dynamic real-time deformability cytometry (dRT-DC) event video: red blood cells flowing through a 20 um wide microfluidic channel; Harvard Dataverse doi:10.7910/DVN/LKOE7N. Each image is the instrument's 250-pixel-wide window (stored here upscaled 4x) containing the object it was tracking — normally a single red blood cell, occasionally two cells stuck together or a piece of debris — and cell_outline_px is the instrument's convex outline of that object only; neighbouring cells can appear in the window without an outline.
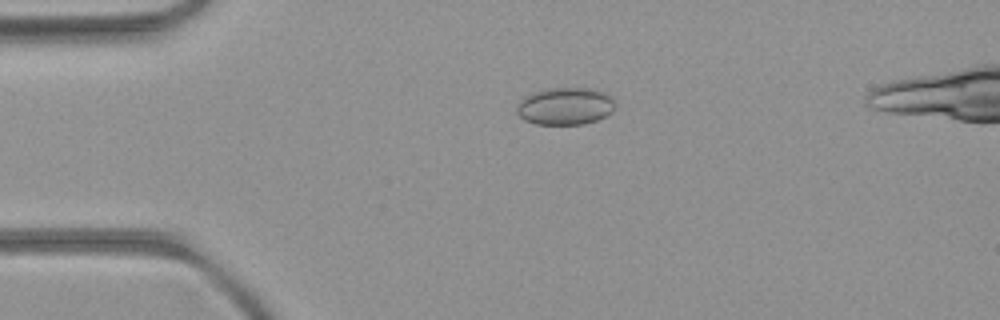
{"species": "common noctule bat (a hibernating species)", "species_latin": "Nyctalus noctula", "temperature_condition": "room temperature", "stored_images_in_passage": 35, "camera_frame_rate_fps": 3000, "um_per_image_px": 0.085, "animal": {"sex": "female", "body_mass_g": 21.9}, "frame": {"image": 1, "passage_image": 1, "time_ms": 0.0, "image_size_px": [1000, 320], "cell_outline_px": [[616, 108], [612, 112], [596, 120], [584, 124], [536, 124], [524, 120], [516, 112], [516, 104], [524, 96], [532, 92], [544, 88], [596, 88], [608, 92], [612, 96], [616, 104]], "centroid_in_image_um": [48.06, 9.0], "position_along_channel_um": 36.9, "area_um2": 21.96}}
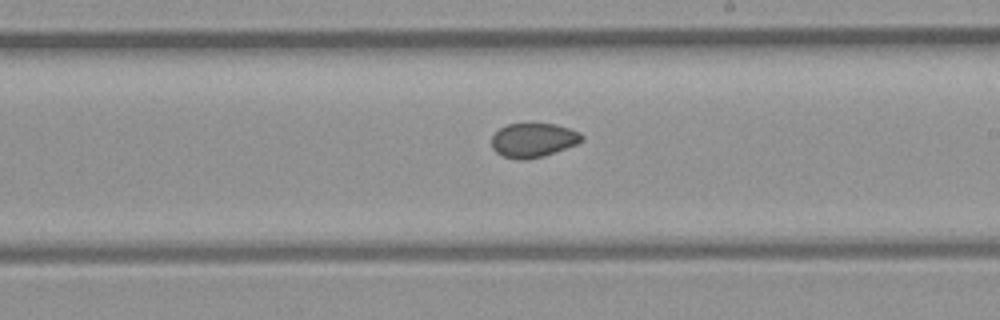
{"frame": {"image": 2, "passage_image": 19, "time_ms": 6.0, "image_size_px": [1000, 320], "cell_outline_px": [[584, 140], [576, 144], [544, 156], [524, 160], [520, 160], [504, 156], [496, 152], [492, 148], [492, 136], [500, 128], [508, 124], [556, 124], [580, 132], [584, 136]], "centroid_in_image_um": [45.34, 11.91], "position_along_channel_um": 243.7, "area_um2": 17.86}}
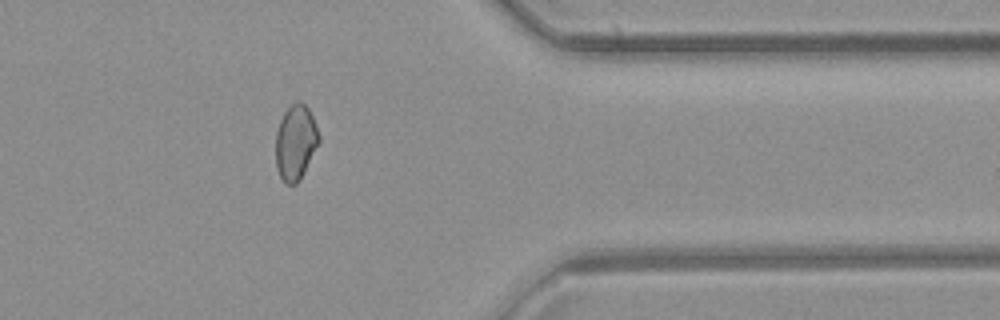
{"frame": {"image": 3, "passage_image": 31, "time_ms": 10.0, "image_size_px": [1000, 320], "cell_outline_px": [[320, 140], [300, 180], [296, 184], [288, 184], [280, 176], [276, 168], [276, 132], [280, 120], [284, 112], [296, 100], [300, 100], [308, 108], [312, 116], [320, 136]], "centroid_in_image_um": [25.12, 12.08], "position_along_channel_um": 386.3, "area_um2": 18.79}, "authors_computed_cell_mechanics": {"area_um2": 18.6116, "velocity_mm_per_s": 4.0018, "shape_relaxation_time_tau1_ms": null, "shape_relaxation_time_tau2_ms": 2.7156, "deformation_change_tau1": null, "deformation_change_tau2": 0.048}}